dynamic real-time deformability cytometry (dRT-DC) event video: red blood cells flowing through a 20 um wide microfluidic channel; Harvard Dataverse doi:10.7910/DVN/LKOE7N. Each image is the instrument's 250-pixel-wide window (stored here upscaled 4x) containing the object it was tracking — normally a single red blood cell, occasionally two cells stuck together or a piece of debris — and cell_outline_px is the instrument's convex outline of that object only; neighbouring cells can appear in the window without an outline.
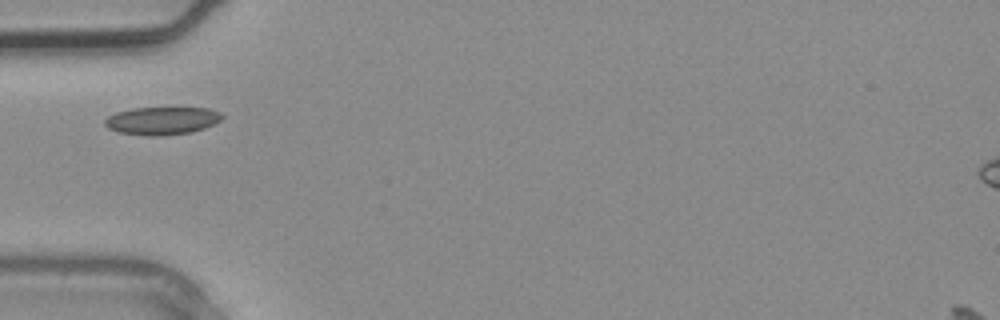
{"species": "common noctule bat (a hibernating species)", "species_latin": "Nyctalus noctula", "temperature_condition": "warm", "stored_images_in_passage": 1, "camera_frame_rate_fps": 3000, "um_per_image_px": 0.085, "animal": {"sex": "male", "body_mass_g": 20.4}, "frame": {"image": 1, "passage_image": 1, "time_ms": 0.0, "image_size_px": [1000, 320], "cell_outline_px": [[224, 116], [220, 120], [204, 128], [192, 132], [160, 136], [148, 136], [120, 132], [108, 128], [104, 124], [104, 120], [108, 116], [116, 112], [132, 108], [208, 108], [220, 112]], "centroid_in_image_um": [13.76, 10.26], "position_along_channel_um": 71.2, "area_um2": 18.96}}